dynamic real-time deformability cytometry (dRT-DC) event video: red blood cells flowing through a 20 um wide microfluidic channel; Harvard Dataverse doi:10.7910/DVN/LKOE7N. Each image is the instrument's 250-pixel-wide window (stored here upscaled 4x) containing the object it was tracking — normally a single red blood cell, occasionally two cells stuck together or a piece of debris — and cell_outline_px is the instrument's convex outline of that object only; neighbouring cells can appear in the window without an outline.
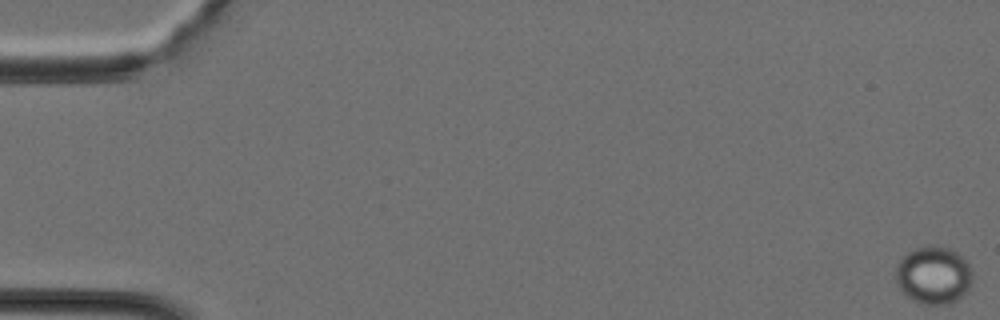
{"species": "Egyptian fruit bat (a non-hibernating species)", "species_latin": "Rousettus aegyptiacus", "temperature_condition": "cold", "stored_images_in_passage": 39, "camera_frame_rate_fps": 3000, "um_per_image_px": 0.085, "animal": {"sex": "female"}, "frame": {"image": 1, "passage_image": 1, "time_ms": 0.0, "image_size_px": [1000, 320], "cell_outline_px": [[972, 284], [956, 300], [948, 304], [920, 304], [912, 300], [900, 288], [896, 280], [896, 264], [900, 256], [916, 248], [928, 244], [932, 244], [952, 248], [972, 268]], "centroid_in_image_um": [79.33, 23.35], "position_along_channel_um": 5.7, "area_um2": 26.01}}
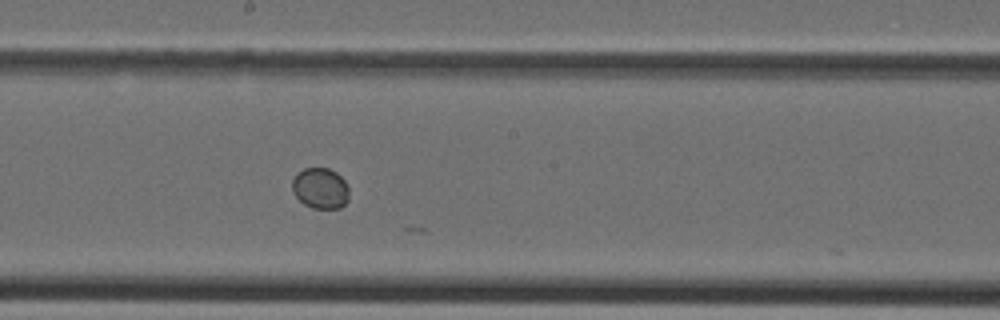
{"frame": {"image": 2, "passage_image": 22, "time_ms": 7.0, "image_size_px": [1000, 320], "cell_outline_px": [[348, 200], [340, 208], [312, 208], [304, 204], [292, 192], [292, 180], [296, 172], [304, 168], [328, 168], [336, 172], [348, 184]], "centroid_in_image_um": [27.22, 15.99], "position_along_channel_um": 221.0, "area_um2": 13.64}}
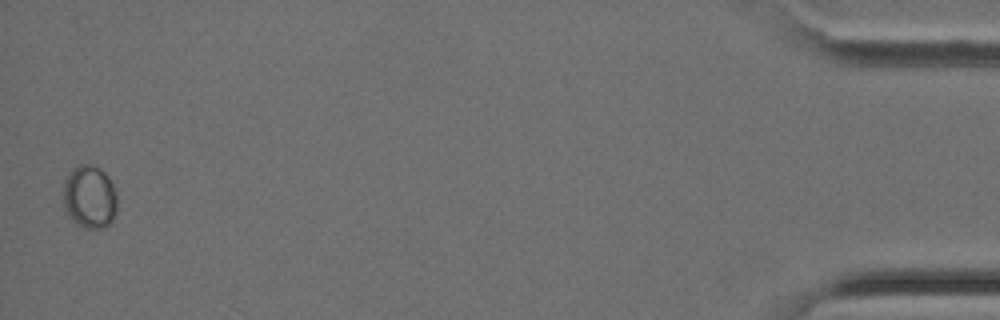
{"frame": {"image": 3, "passage_image": 39, "time_ms": 12.667, "image_size_px": [1000, 320], "cell_outline_px": [[116, 212], [112, 220], [104, 228], [84, 228], [64, 208], [64, 184], [72, 168], [80, 164], [88, 164], [100, 168], [108, 176], [116, 192]], "centroid_in_image_um": [7.64, 16.71], "position_along_channel_um": 427.6, "area_um2": 19.42}}